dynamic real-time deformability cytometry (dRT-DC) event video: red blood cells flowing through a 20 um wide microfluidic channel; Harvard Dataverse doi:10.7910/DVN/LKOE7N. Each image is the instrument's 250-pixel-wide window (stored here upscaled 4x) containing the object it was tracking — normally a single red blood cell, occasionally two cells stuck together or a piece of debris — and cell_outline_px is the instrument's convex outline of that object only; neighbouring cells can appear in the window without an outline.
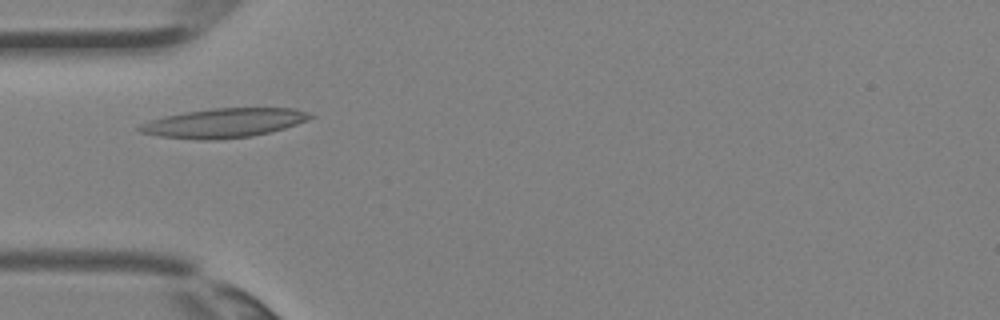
{"species": "Egyptian fruit bat (a non-hibernating species)", "species_latin": "Rousettus aegyptiacus", "temperature_condition": "room temperature", "stored_images_in_passage": 26, "camera_frame_rate_fps": 3000, "um_per_image_px": 0.085, "animal": {"sex": "female"}, "frame": {"image": 1, "passage_image": 1, "time_ms": 0.0, "image_size_px": [1000, 320], "cell_outline_px": [[316, 116], [308, 120], [272, 132], [252, 136], [212, 140], [204, 140], [160, 136], [140, 132], [136, 128], [140, 124], [152, 120], [168, 116], [188, 112], [212, 108], [292, 108], [308, 112]], "centroid_in_image_um": [19.09, 10.45], "position_along_channel_um": 65.9, "area_um2": 28.78}}
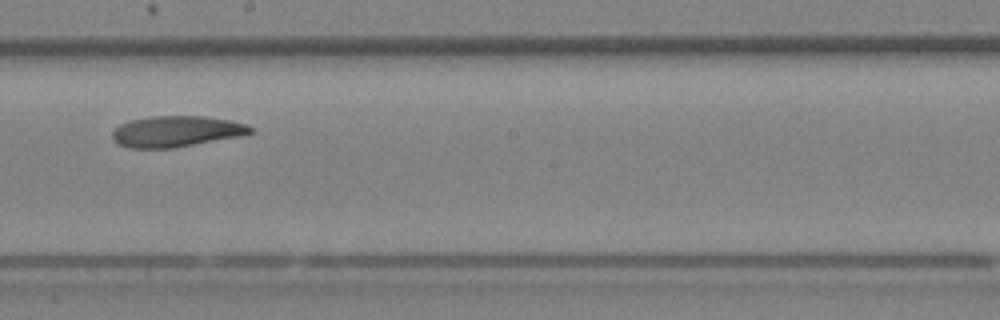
{"frame": {"image": 2, "passage_image": 10, "time_ms": 3.0, "image_size_px": [1000, 320], "cell_outline_px": [[256, 132], [240, 136], [172, 148], [128, 148], [112, 140], [112, 132], [120, 124], [132, 120], [152, 116], [204, 116], [228, 120], [248, 124]], "centroid_in_image_um": [15.0, 11.17], "position_along_channel_um": 233.2, "area_um2": 24.85}}
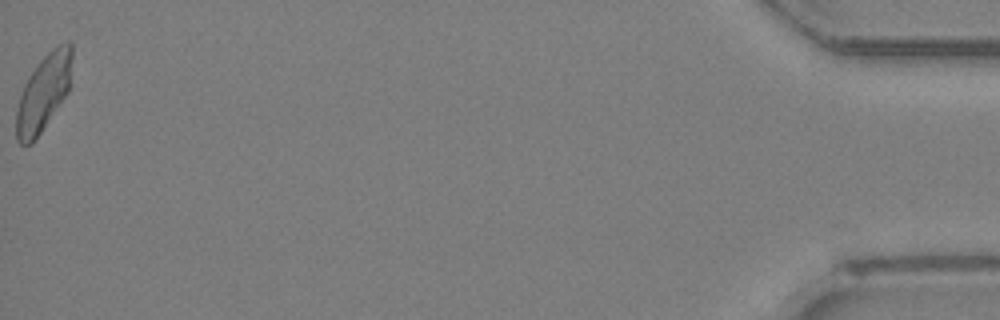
{"frame": {"image": 3, "passage_image": 26, "time_ms": 8.333, "image_size_px": [1000, 320], "cell_outline_px": [[72, 84], [68, 92], [32, 144], [20, 144], [16, 140], [16, 108], [24, 84], [28, 76], [40, 60], [52, 48], [68, 40], [72, 44]], "centroid_in_image_um": [3.72, 7.85], "position_along_channel_um": 431.5, "area_um2": 25.09}}